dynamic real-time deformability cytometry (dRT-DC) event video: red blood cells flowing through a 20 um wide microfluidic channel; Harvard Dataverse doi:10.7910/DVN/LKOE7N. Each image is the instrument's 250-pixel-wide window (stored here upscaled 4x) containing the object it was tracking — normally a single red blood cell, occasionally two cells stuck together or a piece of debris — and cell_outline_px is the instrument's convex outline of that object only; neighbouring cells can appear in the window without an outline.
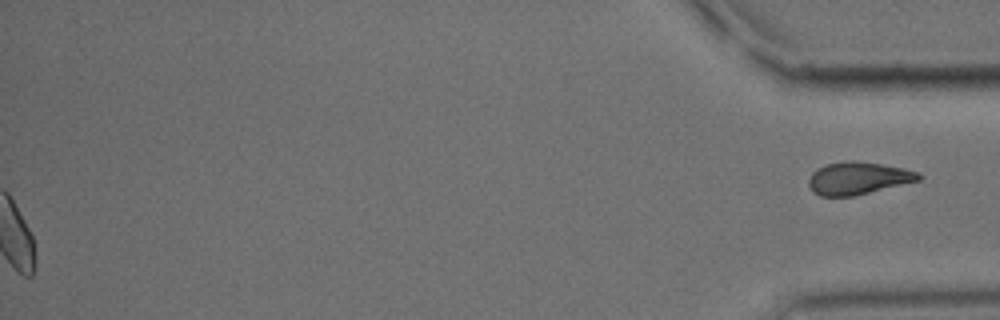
{"species": "common noctule bat (a hibernating species)", "species_latin": "Nyctalus noctula", "temperature_condition": "cold", "stored_images_in_passage": 56, "segment_of_instrument_passage": [2, 2], "camera_frame_rate_fps": 3000, "um_per_image_px": 0.085, "animal": {"sex": "male", "body_mass_g": 15.6}, "frame": {"image": 1, "passage_image": 56, "time_ms": 18.333, "image_size_px": [1000, 320], "cell_outline_px": [[920, 180], [852, 196], [820, 196], [812, 192], [808, 184], [808, 180], [812, 172], [816, 168], [824, 164], [848, 160], [852, 160], [880, 164], [904, 168], [920, 172]], "centroid_in_image_um": [72.88, 15.14], "position_along_channel_um": 362.3, "area_um2": 20.81}}